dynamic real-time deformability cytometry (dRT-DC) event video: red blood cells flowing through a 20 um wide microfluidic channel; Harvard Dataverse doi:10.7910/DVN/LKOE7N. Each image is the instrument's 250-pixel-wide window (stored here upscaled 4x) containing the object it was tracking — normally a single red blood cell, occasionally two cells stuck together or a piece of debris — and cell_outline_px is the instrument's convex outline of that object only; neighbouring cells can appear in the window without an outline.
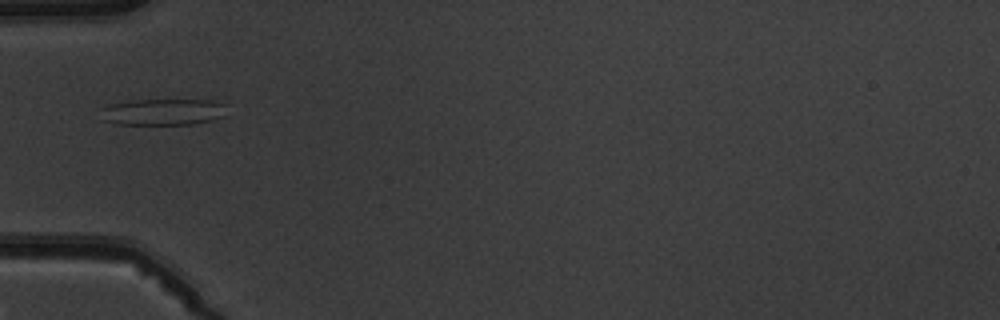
{"species": "common noctule bat (a hibernating species)", "species_latin": "Nyctalus noctula", "temperature_condition": "warm", "stored_images_in_passage": 2, "camera_frame_rate_fps": 3000, "um_per_image_px": 0.085, "animal": {"sex": "male", "body_mass_g": 19.5, "forearm_length_mm": 54.6}, "frame": {"image": 1, "passage_image": 1, "time_ms": 0.0, "image_size_px": [1000, 320], "cell_outline_px": [[228, 116], [212, 120], [192, 124], [116, 124], [100, 120], [100, 108], [108, 104], [132, 100], [212, 100], [224, 104]], "centroid_in_image_um": [13.82, 9.51], "position_along_channel_um": 71.2, "area_um2": 19.83}}
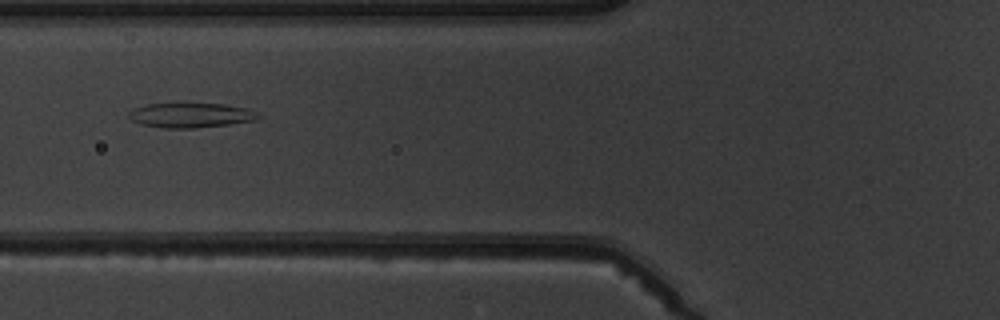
{"frame": {"image": 2, "passage_image": 2, "time_ms": 1.0, "image_size_px": [1000, 320], "cell_outline_px": [[260, 116], [256, 120], [228, 124], [196, 128], [164, 128], [140, 124], [132, 120], [128, 116], [128, 112], [132, 108], [144, 104], [224, 104], [244, 108], [256, 112]], "centroid_in_image_um": [16.15, 9.8], "position_along_channel_um": 109.7, "area_um2": 18.5}}